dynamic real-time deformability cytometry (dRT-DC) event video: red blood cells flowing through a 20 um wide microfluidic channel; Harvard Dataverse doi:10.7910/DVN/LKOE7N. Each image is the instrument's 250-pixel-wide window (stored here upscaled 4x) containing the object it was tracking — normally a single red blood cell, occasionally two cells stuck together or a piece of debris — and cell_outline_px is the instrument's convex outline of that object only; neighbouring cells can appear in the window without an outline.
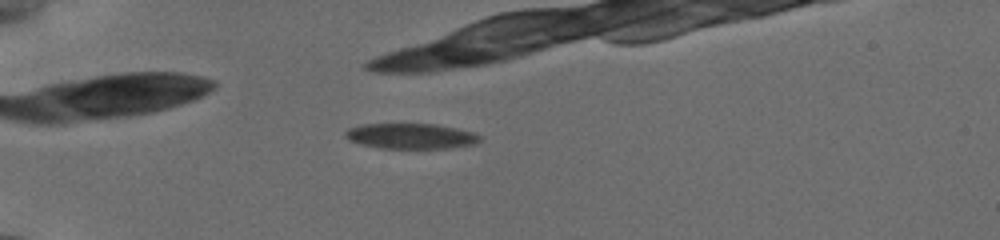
{"species": "common noctule bat (a hibernating species)", "species_latin": "Nyctalus noctula", "temperature_condition": "cold", "stored_images_in_passage": 6, "camera_frame_rate_fps": 3000, "um_per_image_px": 0.085, "animal": {"sex": "female", "body_mass_g": 19.5, "forearm_length_mm": 54.1}, "frame": {"image": 1, "passage_image": 2, "time_ms": 0.333, "image_size_px": [1000, 240], "cell_outline_px": [[480, 140], [472, 144], [444, 148], [380, 148], [360, 144], [348, 140], [344, 136], [344, 132], [348, 128], [360, 124], [436, 124], [476, 132], [480, 136]], "centroid_in_image_um": [34.87, 11.56], "position_along_channel_um": 50.1, "area_um2": 19.94}}